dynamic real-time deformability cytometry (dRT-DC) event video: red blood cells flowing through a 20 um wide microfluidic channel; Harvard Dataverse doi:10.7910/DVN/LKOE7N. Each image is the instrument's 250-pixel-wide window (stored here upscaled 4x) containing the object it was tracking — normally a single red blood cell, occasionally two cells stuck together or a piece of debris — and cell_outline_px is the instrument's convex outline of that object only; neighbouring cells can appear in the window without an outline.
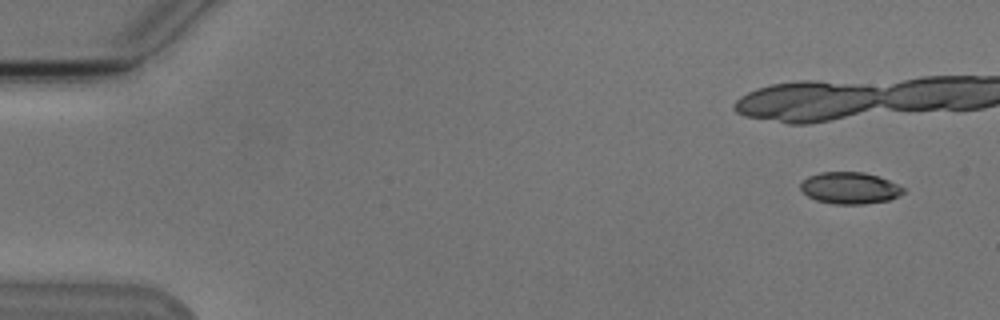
{"species": "Egyptian fruit bat (a non-hibernating species)", "species_latin": "Rousettus aegyptiacus", "temperature_condition": "cold", "stored_images_in_passage": 6, "camera_frame_rate_fps": 3000, "um_per_image_px": 0.085, "animal": {"sex": "male"}, "frame": {"image": 1, "passage_image": 1, "time_ms": 0.0, "image_size_px": [1000, 320], "cell_outline_px": [[904, 192], [888, 200], [864, 204], [832, 204], [816, 200], [808, 196], [800, 188], [800, 184], [808, 176], [820, 172], [864, 172], [888, 180], [904, 188]], "centroid_in_image_um": [72.2, 15.98], "position_along_channel_um": 12.8, "area_um2": 18.79}}